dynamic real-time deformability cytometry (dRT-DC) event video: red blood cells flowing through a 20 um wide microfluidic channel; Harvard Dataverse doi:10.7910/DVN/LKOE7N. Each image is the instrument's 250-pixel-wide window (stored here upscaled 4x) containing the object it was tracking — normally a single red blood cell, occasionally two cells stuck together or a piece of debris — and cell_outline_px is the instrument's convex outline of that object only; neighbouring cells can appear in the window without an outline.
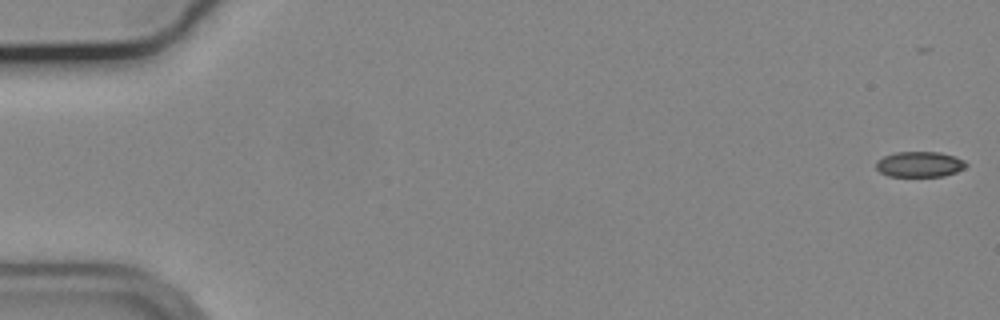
{"species": "common noctule bat (a hibernating species)", "species_latin": "Nyctalus noctula", "temperature_condition": "cold", "stored_images_in_passage": 56, "camera_frame_rate_fps": 3000, "um_per_image_px": 0.085, "animal": {"sex": "male", "body_mass_g": 19.2, "forearm_length_mm": 51.8}, "frame": {"image": 1, "passage_image": 1, "time_ms": 0.0, "image_size_px": [1000, 320], "cell_outline_px": [[968, 164], [964, 168], [956, 172], [944, 176], [888, 176], [880, 172], [876, 168], [876, 160], [884, 156], [896, 152], [940, 152], [964, 160]], "centroid_in_image_um": [78.15, 13.96], "position_along_channel_um": 6.9, "area_um2": 13.35}}
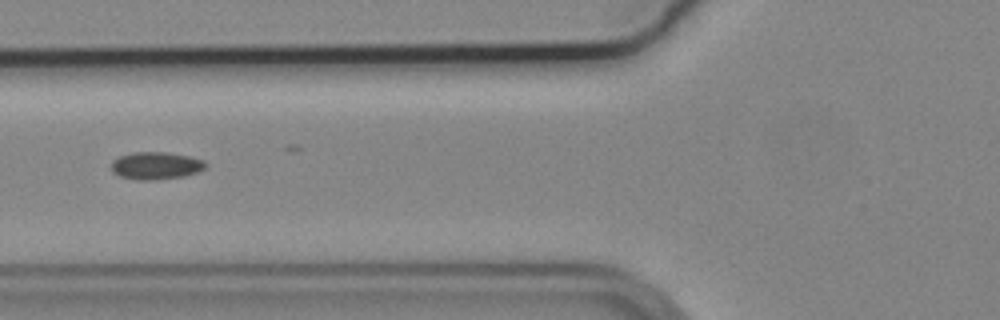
{"frame": {"image": 2, "passage_image": 22, "time_ms": 7.0, "image_size_px": [1000, 320], "cell_outline_px": [[208, 164], [204, 168], [196, 172], [184, 176], [148, 180], [136, 180], [120, 176], [112, 172], [112, 160], [120, 156], [136, 152], [168, 152], [188, 156], [204, 160]], "centroid_in_image_um": [13.25, 14.07], "position_along_channel_um": 112.6, "area_um2": 14.97}}
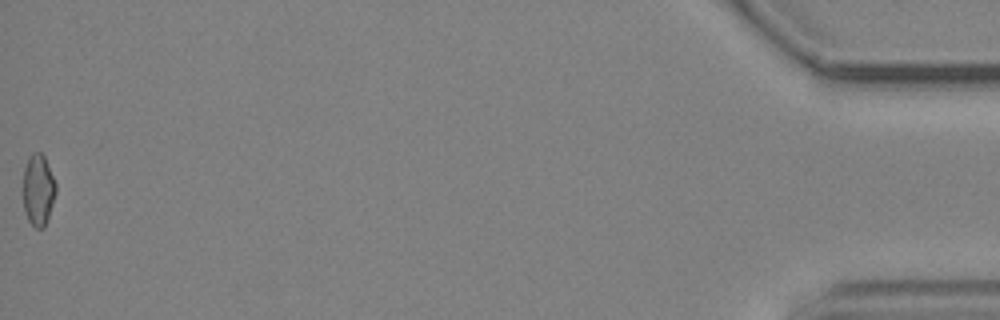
{"frame": {"image": 3, "passage_image": 56, "time_ms": 18.333, "image_size_px": [1000, 320], "cell_outline_px": [[56, 192], [44, 228], [36, 228], [28, 220], [24, 212], [24, 168], [28, 156], [32, 152], [40, 152], [44, 156], [56, 184]], "centroid_in_image_um": [3.24, 16.13], "position_along_channel_um": 432.0, "area_um2": 13.47}, "authors_computed_cell_mechanics": {"area_um2": 14.0454, "velocity_mm_per_s": 3.72, "shape_relaxation_time_tau1_ms": null, "shape_relaxation_time_tau2_ms": 5.8254, "deformation_change_tau1": null, "deformation_change_tau2": 0.1054}}